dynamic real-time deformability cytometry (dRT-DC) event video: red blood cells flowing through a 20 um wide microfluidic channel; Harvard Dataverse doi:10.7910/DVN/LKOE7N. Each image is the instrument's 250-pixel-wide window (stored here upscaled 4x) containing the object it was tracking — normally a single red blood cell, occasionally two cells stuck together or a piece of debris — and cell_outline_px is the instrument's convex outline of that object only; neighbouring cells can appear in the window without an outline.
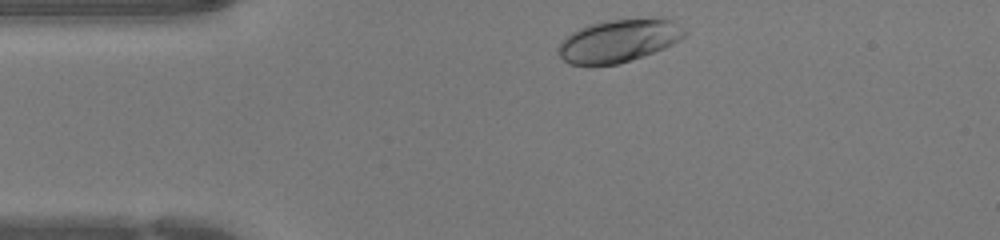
{"species": "human", "species_latin": "Homo sapiens", "temperature_condition": "warm", "stored_images_in_passage": 29, "camera_frame_rate_fps": 3000, "um_per_image_px": 0.085, "donor": {"sex": "female"}, "frame": {"image": 1, "passage_image": 1, "time_ms": 0.0, "image_size_px": [1000, 240], "cell_outline_px": [[688, 32], [680, 40], [664, 48], [616, 64], [588, 68], [568, 64], [556, 52], [556, 48], [560, 40], [572, 32], [588, 24], [604, 20], [660, 16], [668, 16]], "centroid_in_image_um": [52.56, 3.45], "position_along_channel_um": 32.4, "area_um2": 32.66}}
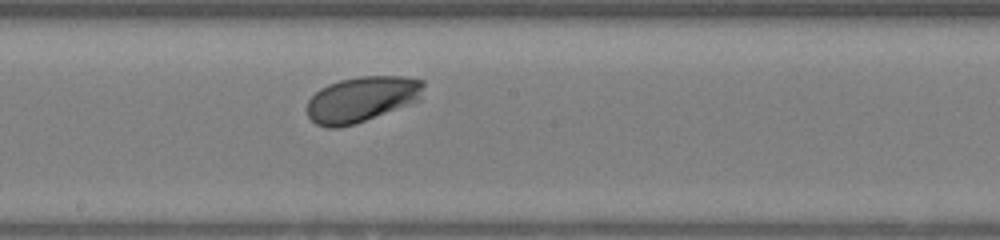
{"frame": {"image": 2, "passage_image": 16, "time_ms": 5.0, "image_size_px": [1000, 240], "cell_outline_px": [[424, 84], [420, 100], [356, 124], [336, 128], [328, 128], [316, 124], [308, 116], [308, 100], [320, 88], [328, 84], [340, 80], [360, 76], [404, 76], [424, 80]], "centroid_in_image_um": [30.76, 8.43], "position_along_channel_um": 217.4, "area_um2": 30.98}}
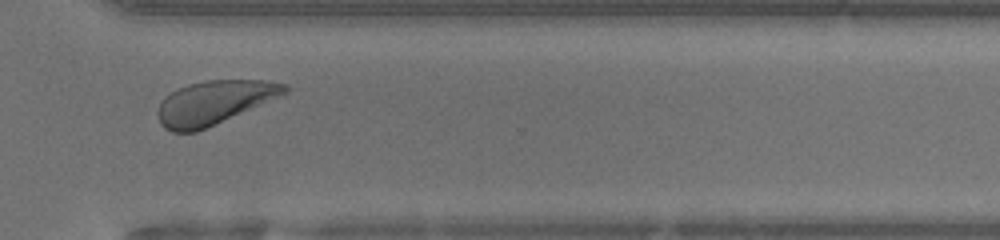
{"frame": {"image": 3, "passage_image": 25, "time_ms": 8.0, "image_size_px": [1000, 240], "cell_outline_px": [[288, 92], [196, 132], [172, 132], [164, 128], [160, 124], [156, 112], [164, 96], [176, 88], [188, 84], [204, 80], [264, 80], [288, 84]], "centroid_in_image_um": [18.13, 8.7], "position_along_channel_um": 352.5, "area_um2": 32.08}}